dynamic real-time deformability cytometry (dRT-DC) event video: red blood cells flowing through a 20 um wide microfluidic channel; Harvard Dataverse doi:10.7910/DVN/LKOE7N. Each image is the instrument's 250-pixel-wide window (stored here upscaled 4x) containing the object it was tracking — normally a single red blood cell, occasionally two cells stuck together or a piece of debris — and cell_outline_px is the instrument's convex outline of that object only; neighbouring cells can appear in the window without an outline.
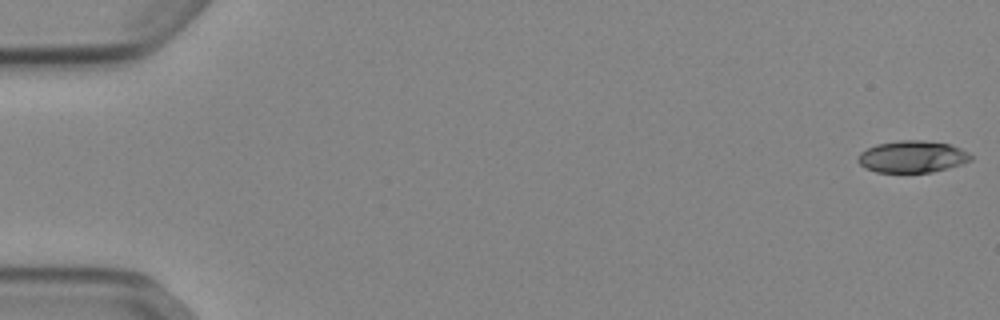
{"species": "Egyptian fruit bat (a non-hibernating species)", "species_latin": "Rousettus aegyptiacus", "temperature_condition": "cold", "stored_images_in_passage": 53, "camera_frame_rate_fps": 3000, "um_per_image_px": 0.085, "animal": {"sex": "female"}, "frame": {"image": 1, "passage_image": 1, "time_ms": 0.0, "image_size_px": [1000, 320], "cell_outline_px": [[972, 160], [948, 168], [932, 172], [876, 172], [864, 168], [856, 160], [856, 156], [860, 152], [876, 144], [900, 140], [924, 140], [948, 144], [960, 148], [968, 152], [972, 156]], "centroid_in_image_um": [77.51, 13.32], "position_along_channel_um": 7.5, "area_um2": 21.04}}
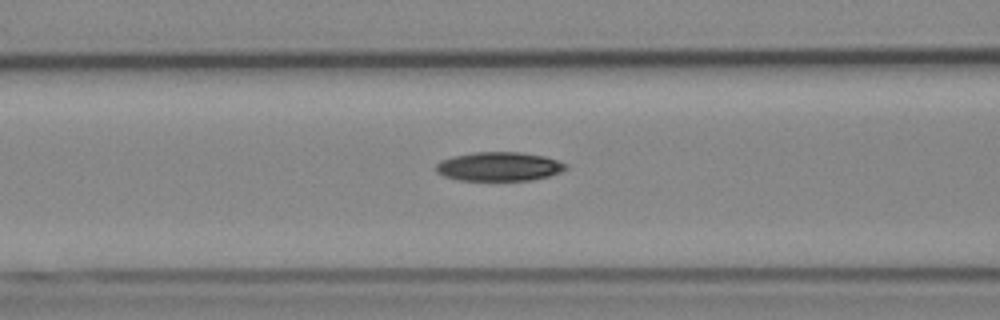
{"frame": {"image": 2, "passage_image": 22, "time_ms": 7.0, "image_size_px": [1000, 320], "cell_outline_px": [[568, 168], [560, 172], [548, 176], [532, 180], [460, 180], [444, 176], [436, 172], [436, 164], [440, 160], [452, 156], [472, 152], [520, 152], [544, 156], [568, 164]], "centroid_in_image_um": [42.41, 14.15], "position_along_channel_um": 124.2, "area_um2": 21.96}}
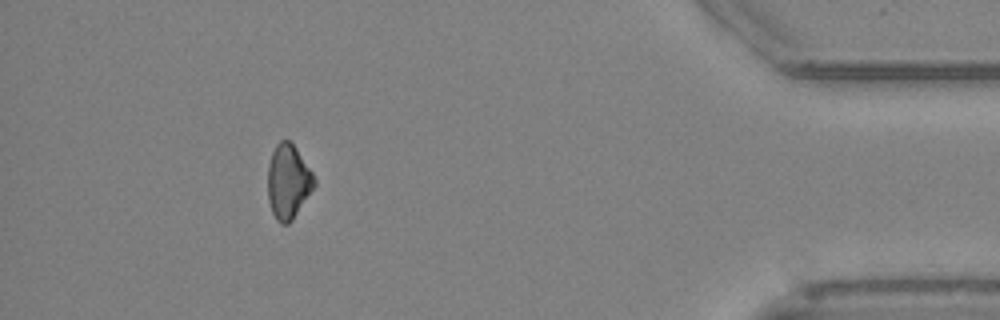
{"frame": {"image": 3, "passage_image": 48, "time_ms": 15.667, "image_size_px": [1000, 320], "cell_outline_px": [[316, 184], [292, 220], [288, 224], [280, 224], [276, 220], [272, 212], [268, 200], [268, 164], [272, 152], [276, 144], [280, 140], [288, 140], [296, 148], [312, 172], [316, 180]], "centroid_in_image_um": [24.48, 15.44], "position_along_channel_um": 410.7, "area_um2": 20.06}, "authors_computed_cell_mechanics": {"area_um2": 21.5016, "velocity_mm_per_s": 3.9097, "shape_relaxation_time_tau1_ms": 5.8258, "shape_relaxation_time_tau2_ms": null, "deformation_change_tau1": 0.1183, "deformation_change_tau2": null}}